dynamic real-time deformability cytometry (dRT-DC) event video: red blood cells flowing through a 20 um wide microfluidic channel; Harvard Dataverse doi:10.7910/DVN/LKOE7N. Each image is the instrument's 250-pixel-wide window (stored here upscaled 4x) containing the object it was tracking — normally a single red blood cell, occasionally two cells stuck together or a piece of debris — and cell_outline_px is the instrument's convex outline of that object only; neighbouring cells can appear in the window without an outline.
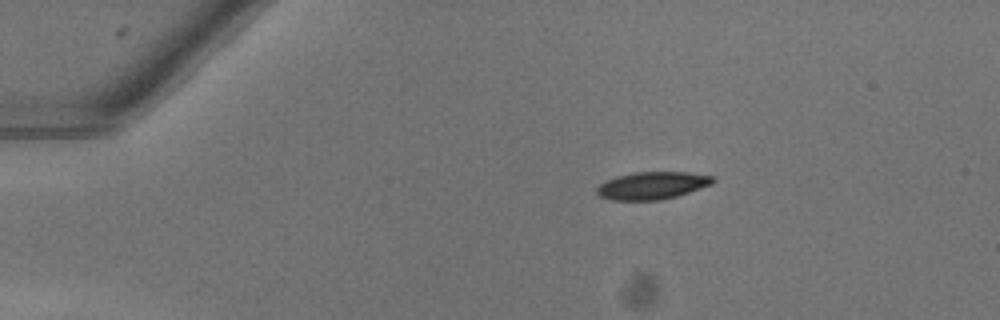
{"species": "common noctule bat (a hibernating species)", "species_latin": "Nyctalus noctula", "temperature_condition": "warm", "stored_images_in_passage": 43, "camera_frame_rate_fps": 3000, "um_per_image_px": 0.085, "animal": {"sex": "female"}, "frame": {"image": 1, "passage_image": 1, "time_ms": 0.0, "image_size_px": [1000, 320], "cell_outline_px": [[716, 180], [712, 184], [676, 196], [660, 200], [612, 200], [600, 196], [596, 192], [596, 188], [600, 184], [616, 176], [636, 172], [688, 172], [712, 176]], "centroid_in_image_um": [55.43, 15.77], "position_along_channel_um": 29.6, "area_um2": 18.44}}
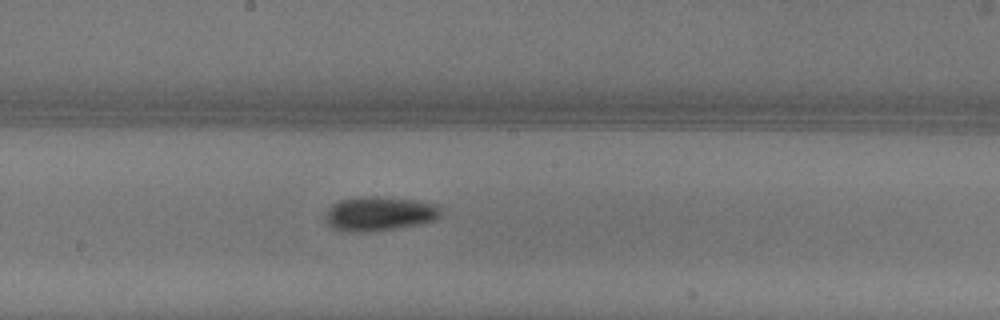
{"frame": {"image": 2, "passage_image": 20, "time_ms": 6.333, "image_size_px": [1000, 320], "cell_outline_px": [[440, 216], [432, 220], [420, 224], [372, 232], [348, 232], [332, 228], [328, 224], [324, 216], [324, 212], [332, 204], [340, 200], [352, 196], [392, 196], [440, 204]], "centroid_in_image_um": [32.21, 18.14], "position_along_channel_um": 216.0, "area_um2": 23.76}}
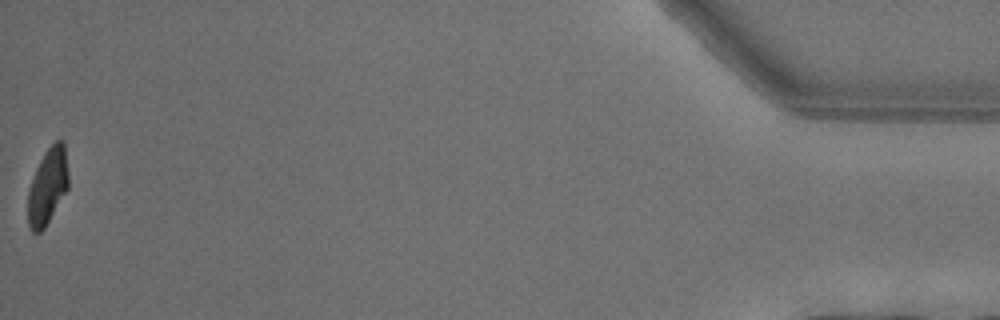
{"frame": {"image": 3, "passage_image": 43, "time_ms": 14.0, "image_size_px": [1000, 320], "cell_outline_px": [[68, 188], [44, 228], [40, 232], [32, 232], [28, 224], [28, 192], [36, 168], [44, 152], [56, 140], [64, 140], [68, 172]], "centroid_in_image_um": [4.05, 15.81], "position_along_channel_um": 431.1, "area_um2": 17.8}, "authors_computed_cell_mechanics": {"area_um2": 20.3456, "velocity_mm_per_s": 4.0622, "shape_relaxation_time_tau1_ms": 2.1516, "shape_relaxation_time_tau2_ms": null, "deformation_change_tau1": 0.1384, "deformation_change_tau2": null}}